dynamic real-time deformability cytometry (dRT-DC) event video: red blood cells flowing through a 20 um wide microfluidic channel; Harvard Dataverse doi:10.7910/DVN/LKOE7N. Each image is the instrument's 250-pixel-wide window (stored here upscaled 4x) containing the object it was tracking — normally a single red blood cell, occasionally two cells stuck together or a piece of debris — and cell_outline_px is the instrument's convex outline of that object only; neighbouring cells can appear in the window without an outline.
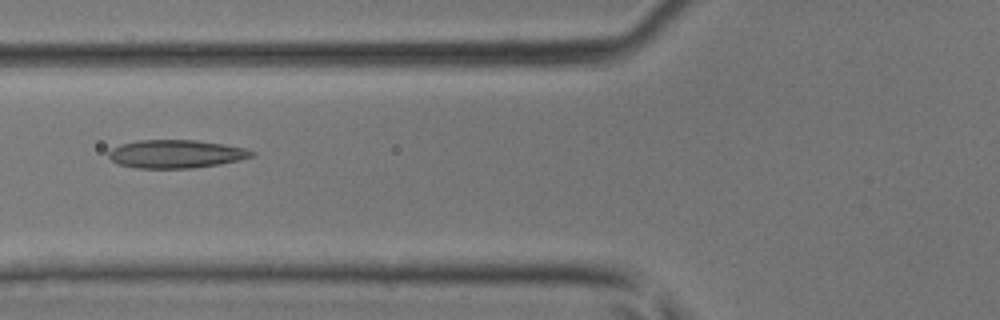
{"species": "common noctule bat (a hibernating species)", "species_latin": "Nyctalus noctula", "temperature_condition": "room temperature", "stored_images_in_passage": 30, "camera_frame_rate_fps": 3000, "um_per_image_px": 0.085, "animal": {"sex": "male", "body_mass_g": 17.9, "forearm_length_mm": 54.2}, "frame": {"image": 1, "passage_image": 4, "time_ms": 1.0, "image_size_px": [1000, 320], "cell_outline_px": [[256, 152], [252, 156], [240, 160], [192, 168], [136, 168], [120, 164], [112, 160], [108, 156], [108, 152], [112, 148], [120, 144], [136, 140], [196, 140], [224, 144], [244, 148]], "centroid_in_image_um": [14.93, 13.08], "position_along_channel_um": 110.9, "area_um2": 23.41}}
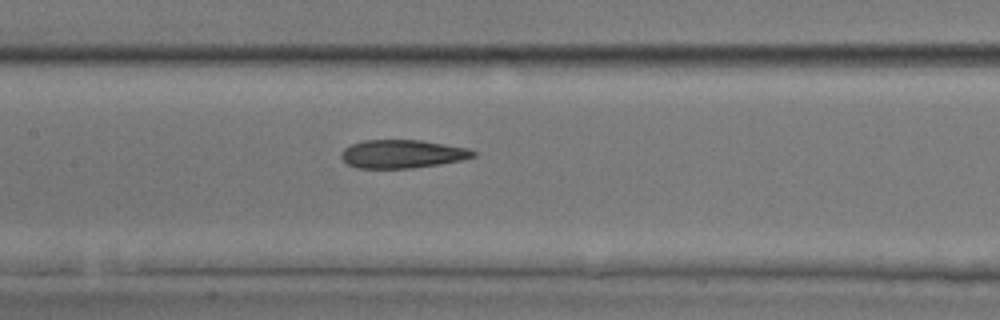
{"frame": {"image": 2, "passage_image": 8, "time_ms": 2.333, "image_size_px": [1000, 320], "cell_outline_px": [[476, 156], [460, 160], [440, 164], [412, 168], [356, 168], [348, 164], [340, 156], [340, 152], [344, 148], [352, 144], [364, 140], [420, 140], [468, 148], [476, 152]], "centroid_in_image_um": [34.18, 13.08], "position_along_channel_um": 173.2, "area_um2": 21.73}}
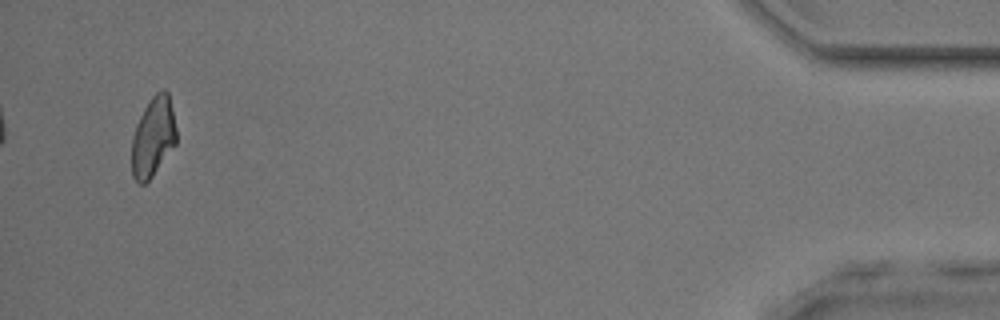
{"frame": {"image": 3, "passage_image": 29, "time_ms": 9.333, "image_size_px": [1000, 320], "cell_outline_px": [[176, 144], [152, 176], [144, 184], [140, 184], [132, 176], [132, 136], [136, 124], [144, 108], [152, 96], [160, 88], [164, 88], [168, 92], [176, 128]], "centroid_in_image_um": [13.01, 11.62], "position_along_channel_um": 422.2, "area_um2": 20.69}}